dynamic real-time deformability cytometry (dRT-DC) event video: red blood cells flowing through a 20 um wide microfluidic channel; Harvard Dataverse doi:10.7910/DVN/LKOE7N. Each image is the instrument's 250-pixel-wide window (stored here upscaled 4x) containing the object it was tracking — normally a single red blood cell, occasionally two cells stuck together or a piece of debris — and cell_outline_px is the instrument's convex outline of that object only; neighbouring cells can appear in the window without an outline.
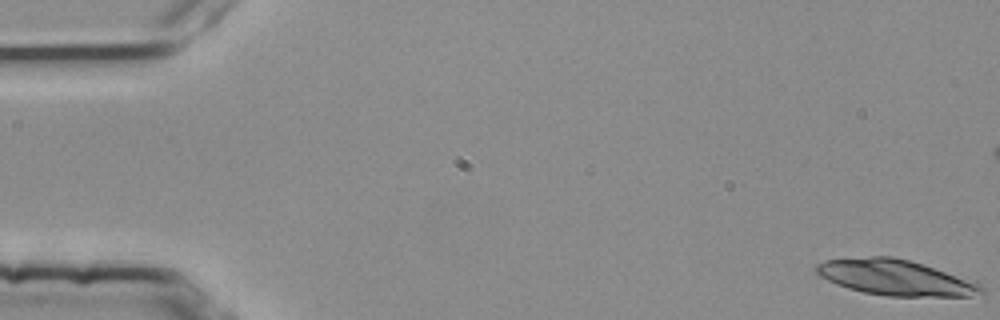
{"species": "common noctule bat (a hibernating species)", "species_latin": "Nyctalus noctula", "temperature_condition": "room temperature", "stored_images_in_passage": 4, "camera_frame_rate_fps": 3000, "um_per_image_px": 0.085, "animal": {"sex": "female", "body_mass_g": 25.1}, "frame": {"image": 1, "passage_image": 1, "time_ms": 0.0, "image_size_px": [1000, 320], "cell_outline_px": [[984, 292], [972, 296], [888, 296], [864, 292], [848, 288], [836, 284], [820, 276], [816, 272], [816, 264], [824, 260], [872, 256], [892, 256], [924, 264], [976, 280], [984, 288]], "centroid_in_image_um": [76.17, 23.58], "position_along_channel_um": 8.8, "area_um2": 34.39}}